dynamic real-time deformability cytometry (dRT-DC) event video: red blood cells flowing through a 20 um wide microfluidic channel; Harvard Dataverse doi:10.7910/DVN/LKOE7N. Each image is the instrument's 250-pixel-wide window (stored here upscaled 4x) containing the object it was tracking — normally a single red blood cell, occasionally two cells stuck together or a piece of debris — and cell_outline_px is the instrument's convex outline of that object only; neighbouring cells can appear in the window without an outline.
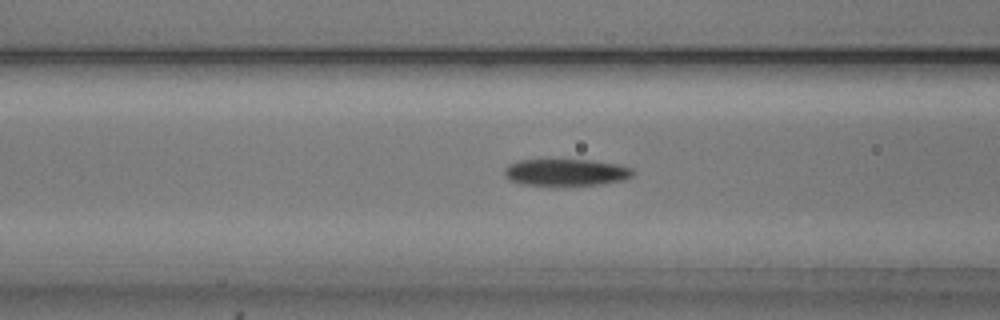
{"species": "common noctule bat (a hibernating species)", "species_latin": "Nyctalus noctula", "temperature_condition": "cold", "stored_images_in_passage": 54, "segment_of_instrument_passage": [1, 2], "camera_frame_rate_fps": 3000, "um_per_image_px": 0.085, "animal": {"sex": "male", "body_mass_g": 20.5, "forearm_length_mm": 52.5}, "frame": {"image": 1, "passage_image": 20, "time_ms": 6.333, "image_size_px": [1000, 320], "cell_outline_px": [[636, 172], [632, 176], [624, 180], [604, 184], [520, 184], [508, 180], [504, 176], [504, 168], [508, 164], [520, 160], [592, 160], [620, 164], [632, 168]], "centroid_in_image_um": [48.13, 14.63], "position_along_channel_um": 118.5, "area_um2": 20.06}}
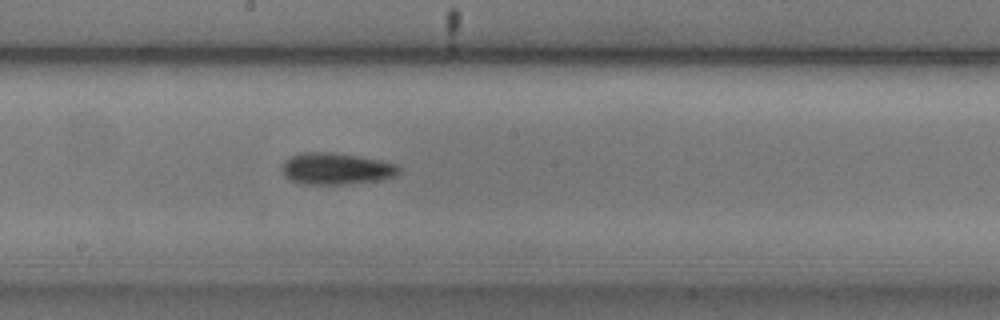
{"frame": {"image": 2, "passage_image": 28, "time_ms": 9.0, "image_size_px": [1000, 320], "cell_outline_px": [[400, 172], [396, 176], [380, 180], [348, 184], [304, 184], [292, 180], [284, 176], [284, 160], [292, 156], [304, 152], [332, 152], [380, 160], [396, 164], [400, 168]], "centroid_in_image_um": [28.61, 14.34], "position_along_channel_um": 219.6, "area_um2": 21.39}}
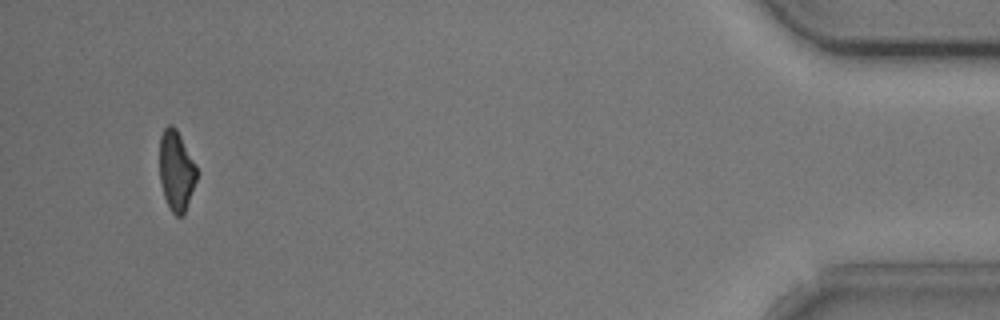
{"frame": {"image": 3, "passage_image": 50, "time_ms": 16.333, "image_size_px": [1000, 320], "cell_outline_px": [[200, 172], [184, 216], [176, 216], [172, 212], [164, 196], [160, 180], [160, 136], [164, 128], [168, 124], [172, 124], [176, 128], [196, 164]], "centroid_in_image_um": [15.02, 14.52], "position_along_channel_um": 420.2, "area_um2": 17.69}}